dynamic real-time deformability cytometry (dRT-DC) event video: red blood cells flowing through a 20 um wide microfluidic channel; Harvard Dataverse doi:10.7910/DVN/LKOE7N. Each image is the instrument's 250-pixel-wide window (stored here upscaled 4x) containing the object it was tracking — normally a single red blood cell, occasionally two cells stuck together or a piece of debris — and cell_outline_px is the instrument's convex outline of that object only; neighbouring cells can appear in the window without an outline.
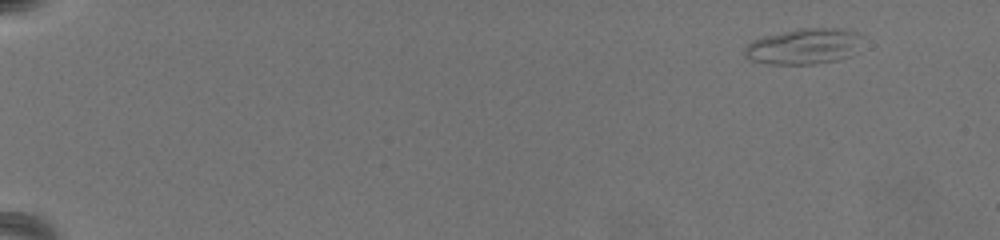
{"species": "common noctule bat (a hibernating species)", "species_latin": "Nyctalus noctula", "temperature_condition": "warm", "stored_images_in_passage": 3, "camera_frame_rate_fps": 3000, "um_per_image_px": 0.085, "animal": {"sex": "female", "body_mass_g": 19.5, "forearm_length_mm": 54.1}, "frame": {"image": 1, "passage_image": 1, "time_ms": 0.0, "image_size_px": [1000, 240], "cell_outline_px": [[864, 36], [848, 56], [836, 60], [816, 64], [768, 64], [748, 60], [744, 56], [744, 48], [752, 40], [760, 36], [800, 28], [844, 28], [856, 32]], "centroid_in_image_um": [68.25, 3.93], "position_along_channel_um": 16.8, "area_um2": 24.68}}